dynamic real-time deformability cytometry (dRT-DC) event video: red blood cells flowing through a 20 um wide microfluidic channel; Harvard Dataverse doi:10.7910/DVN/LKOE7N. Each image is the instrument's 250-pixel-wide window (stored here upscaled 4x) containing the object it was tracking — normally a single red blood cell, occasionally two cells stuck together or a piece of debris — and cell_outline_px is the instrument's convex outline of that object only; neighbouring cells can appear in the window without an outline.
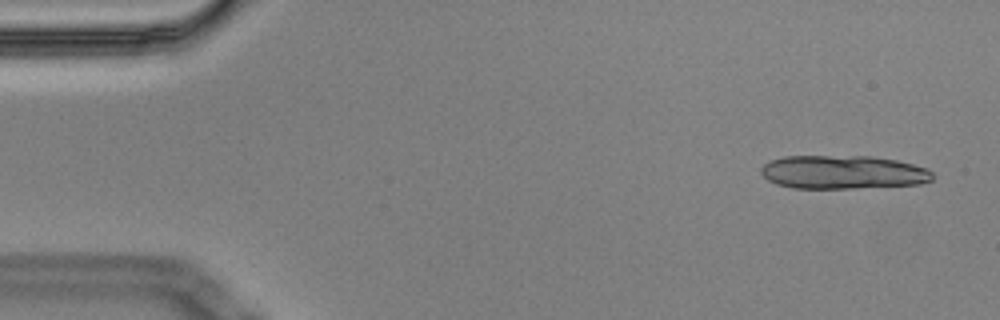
{"species": "Egyptian fruit bat (a non-hibernating species)", "species_latin": "Rousettus aegyptiacus", "temperature_condition": "cold", "stored_images_in_passage": 4, "segment_of_instrument_passage": [1, 2], "camera_frame_rate_fps": 3000, "um_per_image_px": 0.085, "animal": {"sex": "male"}, "frame": {"image": 1, "passage_image": 1, "time_ms": 0.0, "image_size_px": [1000, 320], "cell_outline_px": [[936, 176], [932, 180], [920, 184], [856, 188], [792, 188], [776, 184], [768, 180], [760, 172], [760, 168], [764, 164], [772, 160], [784, 156], [868, 156], [896, 160], [928, 168]], "centroid_in_image_um": [71.67, 14.64], "position_along_channel_um": 13.3, "area_um2": 33.7}}